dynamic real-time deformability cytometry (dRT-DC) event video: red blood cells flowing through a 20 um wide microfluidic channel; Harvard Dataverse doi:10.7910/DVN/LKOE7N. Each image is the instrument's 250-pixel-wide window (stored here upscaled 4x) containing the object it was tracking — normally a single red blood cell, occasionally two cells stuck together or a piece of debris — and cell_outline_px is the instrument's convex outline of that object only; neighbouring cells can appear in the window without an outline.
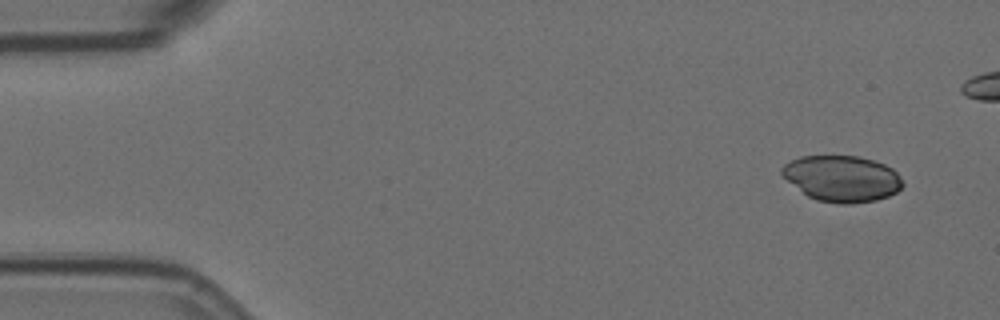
{"species": "Egyptian fruit bat (a non-hibernating species)", "species_latin": "Rousettus aegyptiacus", "temperature_condition": "room temperature", "stored_images_in_passage": 6, "segment_of_instrument_passage": [2, 2], "camera_frame_rate_fps": 3000, "um_per_image_px": 0.085, "animal": {"sex": "female"}, "frame": {"image": 1, "passage_image": 6, "time_ms": 1.667, "image_size_px": [1000, 320], "cell_outline_px": [[904, 184], [896, 192], [888, 196], [876, 200], [852, 204], [836, 204], [816, 200], [808, 196], [788, 180], [780, 172], [780, 168], [784, 164], [800, 156], [856, 156], [872, 160], [884, 164], [892, 168], [900, 176]], "centroid_in_image_um": [71.57, 15.18], "position_along_channel_um": 13.4, "area_um2": 32.37}}